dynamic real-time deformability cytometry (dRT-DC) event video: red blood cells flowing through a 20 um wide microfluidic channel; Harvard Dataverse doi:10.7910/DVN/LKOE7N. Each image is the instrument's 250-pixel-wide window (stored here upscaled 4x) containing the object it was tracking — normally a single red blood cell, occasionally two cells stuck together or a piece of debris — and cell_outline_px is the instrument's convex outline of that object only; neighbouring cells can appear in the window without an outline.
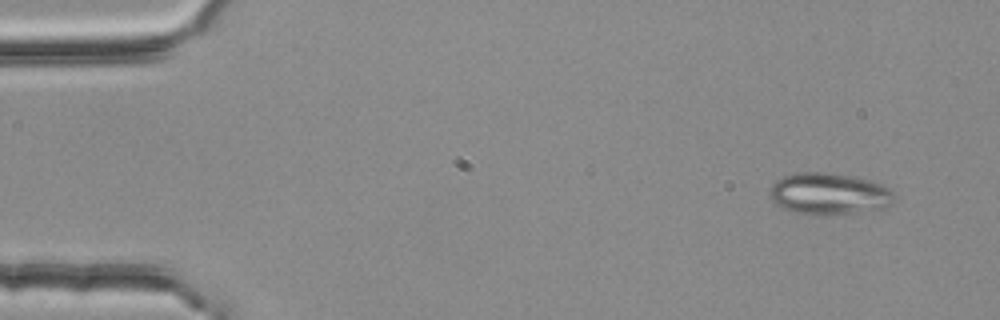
{"species": "common noctule bat (a hibernating species)", "species_latin": "Nyctalus noctula", "temperature_condition": "room temperature", "stored_images_in_passage": 4, "camera_frame_rate_fps": 3000, "um_per_image_px": 0.085, "animal": {"sex": "female", "body_mass_g": 25.1}, "frame": {"image": 1, "passage_image": 1, "time_ms": 0.0, "image_size_px": [1000, 320], "cell_outline_px": [[896, 196], [892, 204], [884, 208], [820, 216], [816, 216], [796, 212], [784, 208], [776, 204], [768, 196], [768, 192], [772, 184], [776, 180], [784, 176], [796, 172], [824, 172], [848, 176], [868, 180], [880, 184], [888, 188]], "centroid_in_image_um": [70.42, 16.48], "position_along_channel_um": 14.6, "area_um2": 30.17}}